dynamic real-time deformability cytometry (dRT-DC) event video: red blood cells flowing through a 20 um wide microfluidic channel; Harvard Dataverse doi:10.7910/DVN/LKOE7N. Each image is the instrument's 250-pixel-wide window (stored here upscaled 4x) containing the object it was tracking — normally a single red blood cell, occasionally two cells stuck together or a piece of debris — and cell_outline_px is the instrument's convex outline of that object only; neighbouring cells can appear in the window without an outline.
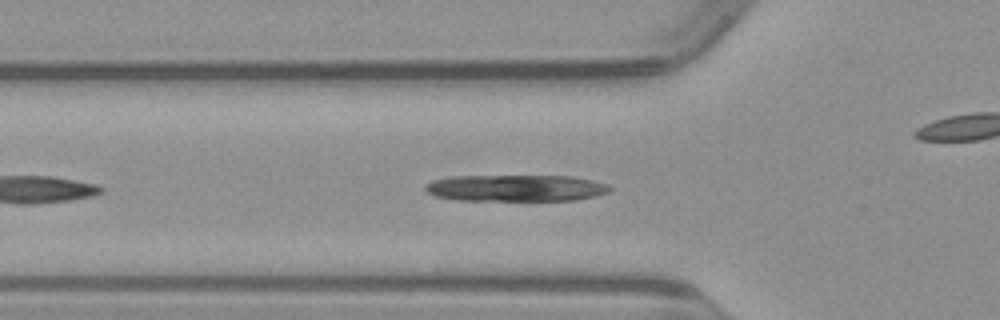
{"species": "common noctule bat (a hibernating species)", "species_latin": "Nyctalus noctula", "temperature_condition": "warm", "stored_images_in_passage": 42, "segment_of_instrument_passage": [1, 2], "camera_frame_rate_fps": 3000, "um_per_image_px": 0.085, "animal": {"sex": "male", "body_mass_g": 23.1, "forearm_length_mm": 52.7}, "frame": {"image": 1, "passage_image": 7, "time_ms": 2.0, "image_size_px": [1000, 320], "cell_outline_px": [[612, 188], [608, 192], [576, 200], [456, 200], [432, 196], [424, 188], [424, 184], [432, 180], [452, 176], [572, 176], [592, 180], [608, 184]], "centroid_in_image_um": [43.79, 15.98], "position_along_channel_um": 82.0, "area_um2": 28.67}}
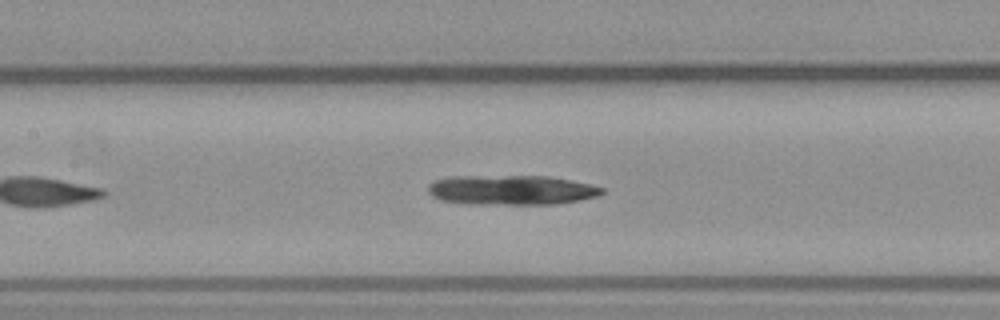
{"frame": {"image": 2, "passage_image": 13, "time_ms": 4.0, "image_size_px": [1000, 320], "cell_outline_px": [[604, 192], [596, 196], [580, 200], [556, 204], [468, 204], [440, 200], [432, 196], [428, 192], [428, 184], [436, 180], [452, 176], [548, 176], [572, 180], [592, 184], [604, 188]], "centroid_in_image_um": [43.47, 16.15], "position_along_channel_um": 163.9, "area_um2": 30.29}}
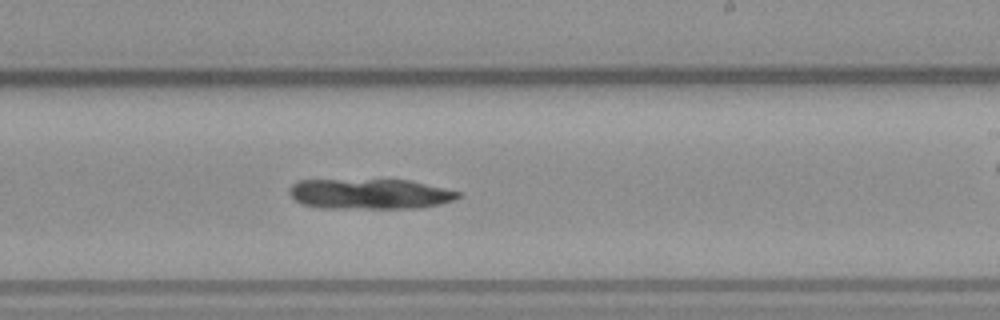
{"frame": {"image": 3, "passage_image": 20, "time_ms": 6.333, "image_size_px": [1000, 320], "cell_outline_px": [[460, 196], [452, 200], [440, 204], [420, 208], [316, 208], [304, 204], [296, 200], [288, 192], [288, 188], [292, 184], [300, 180], [408, 180], [460, 192]], "centroid_in_image_um": [31.39, 16.49], "position_along_channel_um": 257.6, "area_um2": 29.65}}